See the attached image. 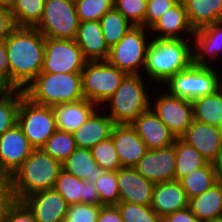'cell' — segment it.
<instances>
[{"label": "cell", "instance_id": "obj_14", "mask_svg": "<svg viewBox=\"0 0 222 222\" xmlns=\"http://www.w3.org/2000/svg\"><path fill=\"white\" fill-rule=\"evenodd\" d=\"M175 165L176 153L173 143L158 149H148L134 169L149 181L160 183L174 180Z\"/></svg>", "mask_w": 222, "mask_h": 222}, {"label": "cell", "instance_id": "obj_17", "mask_svg": "<svg viewBox=\"0 0 222 222\" xmlns=\"http://www.w3.org/2000/svg\"><path fill=\"white\" fill-rule=\"evenodd\" d=\"M111 137L122 167L134 168L148 151L147 146L131 124H115Z\"/></svg>", "mask_w": 222, "mask_h": 222}, {"label": "cell", "instance_id": "obj_9", "mask_svg": "<svg viewBox=\"0 0 222 222\" xmlns=\"http://www.w3.org/2000/svg\"><path fill=\"white\" fill-rule=\"evenodd\" d=\"M144 26H133L124 37L109 49L107 62L127 74H139L144 69L145 57L151 38L145 37ZM141 67V68H140Z\"/></svg>", "mask_w": 222, "mask_h": 222}, {"label": "cell", "instance_id": "obj_2", "mask_svg": "<svg viewBox=\"0 0 222 222\" xmlns=\"http://www.w3.org/2000/svg\"><path fill=\"white\" fill-rule=\"evenodd\" d=\"M193 62L194 53L186 40L153 37L147 48L143 73L155 82L165 83Z\"/></svg>", "mask_w": 222, "mask_h": 222}, {"label": "cell", "instance_id": "obj_26", "mask_svg": "<svg viewBox=\"0 0 222 222\" xmlns=\"http://www.w3.org/2000/svg\"><path fill=\"white\" fill-rule=\"evenodd\" d=\"M193 38L198 49L194 53V63L197 65H209V57H217L222 51V19L212 25L205 26L195 31Z\"/></svg>", "mask_w": 222, "mask_h": 222}, {"label": "cell", "instance_id": "obj_35", "mask_svg": "<svg viewBox=\"0 0 222 222\" xmlns=\"http://www.w3.org/2000/svg\"><path fill=\"white\" fill-rule=\"evenodd\" d=\"M100 25L109 48L116 45L134 26L115 8L102 16Z\"/></svg>", "mask_w": 222, "mask_h": 222}, {"label": "cell", "instance_id": "obj_40", "mask_svg": "<svg viewBox=\"0 0 222 222\" xmlns=\"http://www.w3.org/2000/svg\"><path fill=\"white\" fill-rule=\"evenodd\" d=\"M117 207L123 222H162V218L150 206L119 202Z\"/></svg>", "mask_w": 222, "mask_h": 222}, {"label": "cell", "instance_id": "obj_30", "mask_svg": "<svg viewBox=\"0 0 222 222\" xmlns=\"http://www.w3.org/2000/svg\"><path fill=\"white\" fill-rule=\"evenodd\" d=\"M193 119L216 127L222 126V87L215 93L192 101Z\"/></svg>", "mask_w": 222, "mask_h": 222}, {"label": "cell", "instance_id": "obj_25", "mask_svg": "<svg viewBox=\"0 0 222 222\" xmlns=\"http://www.w3.org/2000/svg\"><path fill=\"white\" fill-rule=\"evenodd\" d=\"M115 123L107 115H101L97 110L74 133L77 147L91 149L100 141L111 136Z\"/></svg>", "mask_w": 222, "mask_h": 222}, {"label": "cell", "instance_id": "obj_4", "mask_svg": "<svg viewBox=\"0 0 222 222\" xmlns=\"http://www.w3.org/2000/svg\"><path fill=\"white\" fill-rule=\"evenodd\" d=\"M25 95L34 103L53 106L84 99L81 72H41L25 89Z\"/></svg>", "mask_w": 222, "mask_h": 222}, {"label": "cell", "instance_id": "obj_27", "mask_svg": "<svg viewBox=\"0 0 222 222\" xmlns=\"http://www.w3.org/2000/svg\"><path fill=\"white\" fill-rule=\"evenodd\" d=\"M62 168L79 179L87 180L90 183H95L105 173V170L97 165L91 150L80 147H77L62 163Z\"/></svg>", "mask_w": 222, "mask_h": 222}, {"label": "cell", "instance_id": "obj_42", "mask_svg": "<svg viewBox=\"0 0 222 222\" xmlns=\"http://www.w3.org/2000/svg\"><path fill=\"white\" fill-rule=\"evenodd\" d=\"M102 205L78 203L69 205L65 222H97Z\"/></svg>", "mask_w": 222, "mask_h": 222}, {"label": "cell", "instance_id": "obj_1", "mask_svg": "<svg viewBox=\"0 0 222 222\" xmlns=\"http://www.w3.org/2000/svg\"><path fill=\"white\" fill-rule=\"evenodd\" d=\"M4 41L9 89L24 90L42 72L45 37L35 27H15Z\"/></svg>", "mask_w": 222, "mask_h": 222}, {"label": "cell", "instance_id": "obj_21", "mask_svg": "<svg viewBox=\"0 0 222 222\" xmlns=\"http://www.w3.org/2000/svg\"><path fill=\"white\" fill-rule=\"evenodd\" d=\"M189 198L177 180L155 183L150 207L161 217L188 208Z\"/></svg>", "mask_w": 222, "mask_h": 222}, {"label": "cell", "instance_id": "obj_33", "mask_svg": "<svg viewBox=\"0 0 222 222\" xmlns=\"http://www.w3.org/2000/svg\"><path fill=\"white\" fill-rule=\"evenodd\" d=\"M45 0H13L10 7L16 27H36L43 15Z\"/></svg>", "mask_w": 222, "mask_h": 222}, {"label": "cell", "instance_id": "obj_10", "mask_svg": "<svg viewBox=\"0 0 222 222\" xmlns=\"http://www.w3.org/2000/svg\"><path fill=\"white\" fill-rule=\"evenodd\" d=\"M79 23L74 0H45L43 15L35 28L45 38L75 39Z\"/></svg>", "mask_w": 222, "mask_h": 222}, {"label": "cell", "instance_id": "obj_29", "mask_svg": "<svg viewBox=\"0 0 222 222\" xmlns=\"http://www.w3.org/2000/svg\"><path fill=\"white\" fill-rule=\"evenodd\" d=\"M194 31L222 19V0H182Z\"/></svg>", "mask_w": 222, "mask_h": 222}, {"label": "cell", "instance_id": "obj_47", "mask_svg": "<svg viewBox=\"0 0 222 222\" xmlns=\"http://www.w3.org/2000/svg\"><path fill=\"white\" fill-rule=\"evenodd\" d=\"M15 27L10 10L0 7V40H4Z\"/></svg>", "mask_w": 222, "mask_h": 222}, {"label": "cell", "instance_id": "obj_50", "mask_svg": "<svg viewBox=\"0 0 222 222\" xmlns=\"http://www.w3.org/2000/svg\"><path fill=\"white\" fill-rule=\"evenodd\" d=\"M213 166L217 173L218 179H220L222 177V145L218 152L216 160L213 162Z\"/></svg>", "mask_w": 222, "mask_h": 222}, {"label": "cell", "instance_id": "obj_18", "mask_svg": "<svg viewBox=\"0 0 222 222\" xmlns=\"http://www.w3.org/2000/svg\"><path fill=\"white\" fill-rule=\"evenodd\" d=\"M148 149H158L175 142V135L157 117L151 108L141 113L132 123Z\"/></svg>", "mask_w": 222, "mask_h": 222}, {"label": "cell", "instance_id": "obj_51", "mask_svg": "<svg viewBox=\"0 0 222 222\" xmlns=\"http://www.w3.org/2000/svg\"><path fill=\"white\" fill-rule=\"evenodd\" d=\"M12 3H13V0H0V7L10 9Z\"/></svg>", "mask_w": 222, "mask_h": 222}, {"label": "cell", "instance_id": "obj_31", "mask_svg": "<svg viewBox=\"0 0 222 222\" xmlns=\"http://www.w3.org/2000/svg\"><path fill=\"white\" fill-rule=\"evenodd\" d=\"M174 145L176 153L174 180L180 181L193 170L201 168L208 163L198 150L181 138H176Z\"/></svg>", "mask_w": 222, "mask_h": 222}, {"label": "cell", "instance_id": "obj_46", "mask_svg": "<svg viewBox=\"0 0 222 222\" xmlns=\"http://www.w3.org/2000/svg\"><path fill=\"white\" fill-rule=\"evenodd\" d=\"M0 89H9V61L4 40H0Z\"/></svg>", "mask_w": 222, "mask_h": 222}, {"label": "cell", "instance_id": "obj_38", "mask_svg": "<svg viewBox=\"0 0 222 222\" xmlns=\"http://www.w3.org/2000/svg\"><path fill=\"white\" fill-rule=\"evenodd\" d=\"M80 22L100 21L102 16L114 8V0H75Z\"/></svg>", "mask_w": 222, "mask_h": 222}, {"label": "cell", "instance_id": "obj_23", "mask_svg": "<svg viewBox=\"0 0 222 222\" xmlns=\"http://www.w3.org/2000/svg\"><path fill=\"white\" fill-rule=\"evenodd\" d=\"M152 32L156 31L159 35L155 38H173L183 39L181 34L193 35L194 29L189 23L187 12L185 11L182 0H179L174 6L167 10L150 28ZM181 33V34H180Z\"/></svg>", "mask_w": 222, "mask_h": 222}, {"label": "cell", "instance_id": "obj_16", "mask_svg": "<svg viewBox=\"0 0 222 222\" xmlns=\"http://www.w3.org/2000/svg\"><path fill=\"white\" fill-rule=\"evenodd\" d=\"M120 202L150 206L155 183L149 181L132 167L117 170Z\"/></svg>", "mask_w": 222, "mask_h": 222}, {"label": "cell", "instance_id": "obj_44", "mask_svg": "<svg viewBox=\"0 0 222 222\" xmlns=\"http://www.w3.org/2000/svg\"><path fill=\"white\" fill-rule=\"evenodd\" d=\"M16 200L10 179L0 175V222H4L10 207Z\"/></svg>", "mask_w": 222, "mask_h": 222}, {"label": "cell", "instance_id": "obj_52", "mask_svg": "<svg viewBox=\"0 0 222 222\" xmlns=\"http://www.w3.org/2000/svg\"><path fill=\"white\" fill-rule=\"evenodd\" d=\"M204 222H222V217L217 218V219L207 220V221H204Z\"/></svg>", "mask_w": 222, "mask_h": 222}, {"label": "cell", "instance_id": "obj_20", "mask_svg": "<svg viewBox=\"0 0 222 222\" xmlns=\"http://www.w3.org/2000/svg\"><path fill=\"white\" fill-rule=\"evenodd\" d=\"M54 189L65 199L68 205L78 203L102 205L94 183L81 180L64 169L60 171Z\"/></svg>", "mask_w": 222, "mask_h": 222}, {"label": "cell", "instance_id": "obj_49", "mask_svg": "<svg viewBox=\"0 0 222 222\" xmlns=\"http://www.w3.org/2000/svg\"><path fill=\"white\" fill-rule=\"evenodd\" d=\"M162 222H203L200 221L189 208L175 211L162 218Z\"/></svg>", "mask_w": 222, "mask_h": 222}, {"label": "cell", "instance_id": "obj_53", "mask_svg": "<svg viewBox=\"0 0 222 222\" xmlns=\"http://www.w3.org/2000/svg\"><path fill=\"white\" fill-rule=\"evenodd\" d=\"M219 133H220V139H221V142H222V126L219 127Z\"/></svg>", "mask_w": 222, "mask_h": 222}, {"label": "cell", "instance_id": "obj_37", "mask_svg": "<svg viewBox=\"0 0 222 222\" xmlns=\"http://www.w3.org/2000/svg\"><path fill=\"white\" fill-rule=\"evenodd\" d=\"M90 150L97 165L103 170L117 171L122 168L111 136L106 140L100 141Z\"/></svg>", "mask_w": 222, "mask_h": 222}, {"label": "cell", "instance_id": "obj_45", "mask_svg": "<svg viewBox=\"0 0 222 222\" xmlns=\"http://www.w3.org/2000/svg\"><path fill=\"white\" fill-rule=\"evenodd\" d=\"M4 222H36L32 211L20 200L10 207Z\"/></svg>", "mask_w": 222, "mask_h": 222}, {"label": "cell", "instance_id": "obj_7", "mask_svg": "<svg viewBox=\"0 0 222 222\" xmlns=\"http://www.w3.org/2000/svg\"><path fill=\"white\" fill-rule=\"evenodd\" d=\"M126 72L107 61H87L82 72L84 99L102 105L115 93Z\"/></svg>", "mask_w": 222, "mask_h": 222}, {"label": "cell", "instance_id": "obj_6", "mask_svg": "<svg viewBox=\"0 0 222 222\" xmlns=\"http://www.w3.org/2000/svg\"><path fill=\"white\" fill-rule=\"evenodd\" d=\"M218 72L210 65H197L194 62L179 73L171 76L164 84L168 93L193 101L199 97L215 93L222 87Z\"/></svg>", "mask_w": 222, "mask_h": 222}, {"label": "cell", "instance_id": "obj_19", "mask_svg": "<svg viewBox=\"0 0 222 222\" xmlns=\"http://www.w3.org/2000/svg\"><path fill=\"white\" fill-rule=\"evenodd\" d=\"M194 147L210 163H213L221 148L219 127L192 120L191 125L180 137Z\"/></svg>", "mask_w": 222, "mask_h": 222}, {"label": "cell", "instance_id": "obj_28", "mask_svg": "<svg viewBox=\"0 0 222 222\" xmlns=\"http://www.w3.org/2000/svg\"><path fill=\"white\" fill-rule=\"evenodd\" d=\"M190 211L200 220L207 221L222 217V182L218 180L212 187L197 197L189 199Z\"/></svg>", "mask_w": 222, "mask_h": 222}, {"label": "cell", "instance_id": "obj_24", "mask_svg": "<svg viewBox=\"0 0 222 222\" xmlns=\"http://www.w3.org/2000/svg\"><path fill=\"white\" fill-rule=\"evenodd\" d=\"M57 129L73 134L97 110L96 104L86 99L52 106Z\"/></svg>", "mask_w": 222, "mask_h": 222}, {"label": "cell", "instance_id": "obj_3", "mask_svg": "<svg viewBox=\"0 0 222 222\" xmlns=\"http://www.w3.org/2000/svg\"><path fill=\"white\" fill-rule=\"evenodd\" d=\"M62 169V163L41 148L33 149L29 157L9 178L16 199L22 201L33 193L54 189Z\"/></svg>", "mask_w": 222, "mask_h": 222}, {"label": "cell", "instance_id": "obj_12", "mask_svg": "<svg viewBox=\"0 0 222 222\" xmlns=\"http://www.w3.org/2000/svg\"><path fill=\"white\" fill-rule=\"evenodd\" d=\"M156 98L150 108L175 137L180 138L193 120L192 101L172 96L168 92Z\"/></svg>", "mask_w": 222, "mask_h": 222}, {"label": "cell", "instance_id": "obj_15", "mask_svg": "<svg viewBox=\"0 0 222 222\" xmlns=\"http://www.w3.org/2000/svg\"><path fill=\"white\" fill-rule=\"evenodd\" d=\"M22 201L32 211L36 222H65L69 205L55 189L33 193Z\"/></svg>", "mask_w": 222, "mask_h": 222}, {"label": "cell", "instance_id": "obj_32", "mask_svg": "<svg viewBox=\"0 0 222 222\" xmlns=\"http://www.w3.org/2000/svg\"><path fill=\"white\" fill-rule=\"evenodd\" d=\"M213 163L197 168L183 177L180 182L189 199L199 196L218 181Z\"/></svg>", "mask_w": 222, "mask_h": 222}, {"label": "cell", "instance_id": "obj_8", "mask_svg": "<svg viewBox=\"0 0 222 222\" xmlns=\"http://www.w3.org/2000/svg\"><path fill=\"white\" fill-rule=\"evenodd\" d=\"M17 124L34 149L42 148L57 130L52 106L34 103L26 95L20 101Z\"/></svg>", "mask_w": 222, "mask_h": 222}, {"label": "cell", "instance_id": "obj_48", "mask_svg": "<svg viewBox=\"0 0 222 222\" xmlns=\"http://www.w3.org/2000/svg\"><path fill=\"white\" fill-rule=\"evenodd\" d=\"M97 222H123L117 205H102Z\"/></svg>", "mask_w": 222, "mask_h": 222}, {"label": "cell", "instance_id": "obj_43", "mask_svg": "<svg viewBox=\"0 0 222 222\" xmlns=\"http://www.w3.org/2000/svg\"><path fill=\"white\" fill-rule=\"evenodd\" d=\"M179 0H147L145 28L148 29Z\"/></svg>", "mask_w": 222, "mask_h": 222}, {"label": "cell", "instance_id": "obj_34", "mask_svg": "<svg viewBox=\"0 0 222 222\" xmlns=\"http://www.w3.org/2000/svg\"><path fill=\"white\" fill-rule=\"evenodd\" d=\"M24 95V90L0 89V136L17 124L18 109Z\"/></svg>", "mask_w": 222, "mask_h": 222}, {"label": "cell", "instance_id": "obj_5", "mask_svg": "<svg viewBox=\"0 0 222 222\" xmlns=\"http://www.w3.org/2000/svg\"><path fill=\"white\" fill-rule=\"evenodd\" d=\"M141 74H127L115 93L105 102L110 105L107 114L115 124H131L152 104L144 88Z\"/></svg>", "mask_w": 222, "mask_h": 222}, {"label": "cell", "instance_id": "obj_36", "mask_svg": "<svg viewBox=\"0 0 222 222\" xmlns=\"http://www.w3.org/2000/svg\"><path fill=\"white\" fill-rule=\"evenodd\" d=\"M76 148L73 134L57 129L41 149L52 158L63 163Z\"/></svg>", "mask_w": 222, "mask_h": 222}, {"label": "cell", "instance_id": "obj_41", "mask_svg": "<svg viewBox=\"0 0 222 222\" xmlns=\"http://www.w3.org/2000/svg\"><path fill=\"white\" fill-rule=\"evenodd\" d=\"M147 0H114V8L134 26L145 27Z\"/></svg>", "mask_w": 222, "mask_h": 222}, {"label": "cell", "instance_id": "obj_11", "mask_svg": "<svg viewBox=\"0 0 222 222\" xmlns=\"http://www.w3.org/2000/svg\"><path fill=\"white\" fill-rule=\"evenodd\" d=\"M87 60L74 39L45 38L42 72H82Z\"/></svg>", "mask_w": 222, "mask_h": 222}, {"label": "cell", "instance_id": "obj_22", "mask_svg": "<svg viewBox=\"0 0 222 222\" xmlns=\"http://www.w3.org/2000/svg\"><path fill=\"white\" fill-rule=\"evenodd\" d=\"M87 61H106L109 47L104 39L100 21L89 20L79 23L74 39Z\"/></svg>", "mask_w": 222, "mask_h": 222}, {"label": "cell", "instance_id": "obj_39", "mask_svg": "<svg viewBox=\"0 0 222 222\" xmlns=\"http://www.w3.org/2000/svg\"><path fill=\"white\" fill-rule=\"evenodd\" d=\"M94 184L102 205H117L120 202L117 171H105Z\"/></svg>", "mask_w": 222, "mask_h": 222}, {"label": "cell", "instance_id": "obj_13", "mask_svg": "<svg viewBox=\"0 0 222 222\" xmlns=\"http://www.w3.org/2000/svg\"><path fill=\"white\" fill-rule=\"evenodd\" d=\"M34 148L18 124L0 136V175L10 178Z\"/></svg>", "mask_w": 222, "mask_h": 222}]
</instances>
